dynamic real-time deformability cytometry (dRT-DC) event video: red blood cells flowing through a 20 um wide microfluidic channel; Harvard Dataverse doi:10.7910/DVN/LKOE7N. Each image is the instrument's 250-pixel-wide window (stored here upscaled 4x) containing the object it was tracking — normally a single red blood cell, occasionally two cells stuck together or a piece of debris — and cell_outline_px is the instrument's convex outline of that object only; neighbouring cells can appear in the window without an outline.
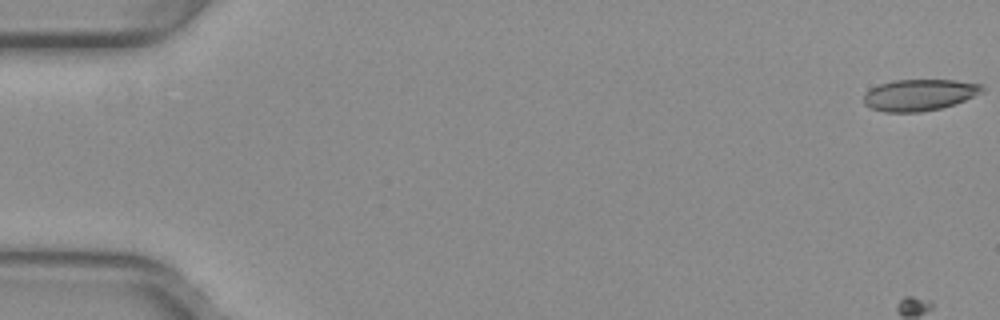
{"species": "common noctule bat (a hibernating species)", "species_latin": "Nyctalus noctula", "temperature_condition": "warm", "stored_images_in_passage": 41, "camera_frame_rate_fps": 3000, "um_per_image_px": 0.085, "animal": {"sex": "female", "body_mass_g": 29.2, "forearm_length_mm": 56.3}, "frame": {"image": 1, "passage_image": 1, "time_ms": 0.0, "image_size_px": [1000, 320], "cell_outline_px": [[984, 92], [964, 100], [940, 108], [920, 112], [884, 112], [868, 108], [864, 104], [864, 92], [880, 84], [892, 80], [956, 80], [980, 84], [984, 88]], "centroid_in_image_um": [78.11, 8.07], "position_along_channel_um": 6.9, "area_um2": 21.73}}